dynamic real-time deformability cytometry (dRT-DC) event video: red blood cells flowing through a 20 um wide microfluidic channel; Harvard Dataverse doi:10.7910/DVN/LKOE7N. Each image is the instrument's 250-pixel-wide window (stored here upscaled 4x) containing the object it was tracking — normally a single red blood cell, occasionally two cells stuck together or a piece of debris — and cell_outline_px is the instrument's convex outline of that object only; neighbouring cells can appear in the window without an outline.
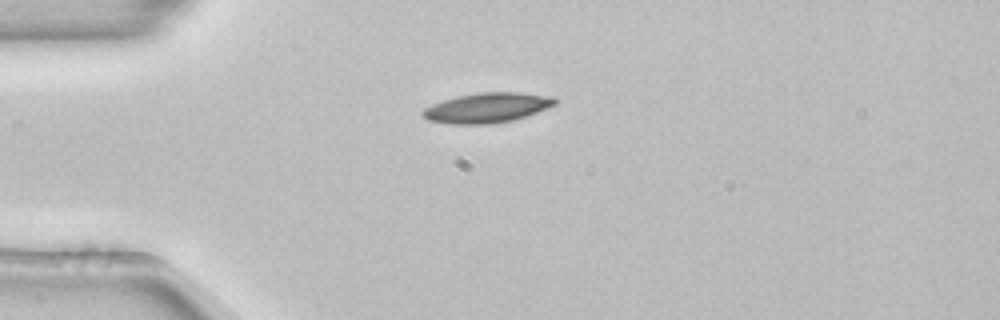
{"species": "common noctule bat (a hibernating species)", "species_latin": "Nyctalus noctula", "temperature_condition": "room temperature", "stored_images_in_passage": 41, "camera_frame_rate_fps": 3000, "um_per_image_px": 0.085, "animal": {"sex": "female", "body_mass_g": 22.7, "forearm_length_mm": 54.2}, "frame": {"image": 1, "passage_image": 1, "time_ms": 0.0, "image_size_px": [1000, 320], "cell_outline_px": [[556, 104], [536, 112], [512, 120], [488, 124], [452, 124], [428, 120], [420, 116], [420, 112], [424, 108], [432, 104], [456, 96], [480, 92], [516, 92], [556, 96]], "centroid_in_image_um": [41.37, 9.15], "position_along_channel_um": 43.6, "area_um2": 23.06}}
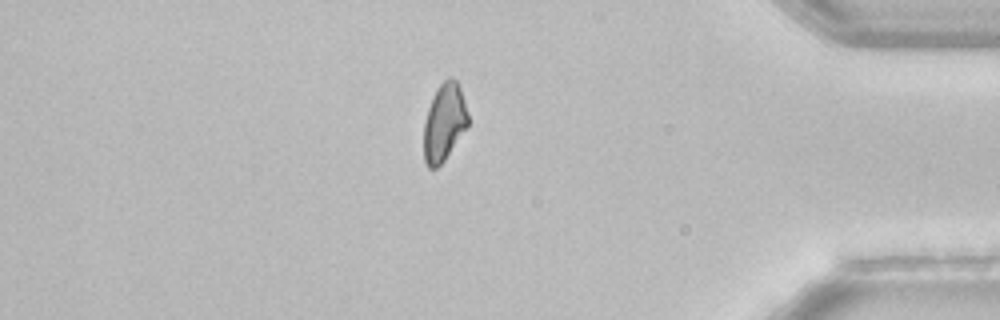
{"frame": {"image": 2, "passage_image": 33, "time_ms": 10.667, "image_size_px": [1000, 320], "cell_outline_px": [[468, 124], [444, 160], [436, 168], [428, 168], [424, 160], [424, 120], [432, 96], [436, 88], [448, 76], [452, 76], [456, 80], [460, 88], [468, 112]], "centroid_in_image_um": [37.74, 10.36], "position_along_channel_um": 397.5, "area_um2": 19.88}}
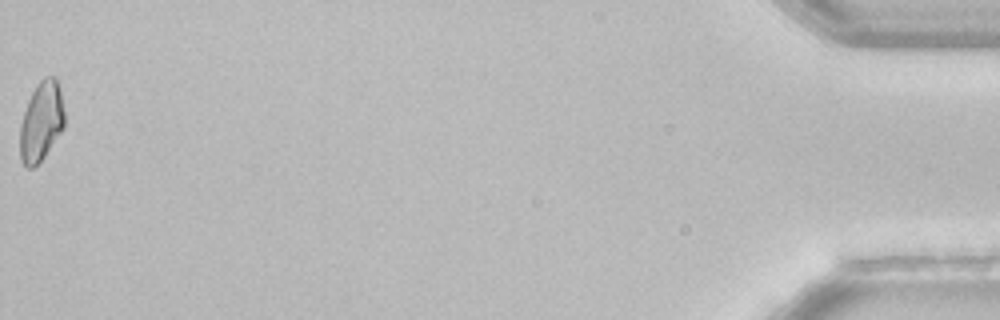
{"frame": {"image": 3, "passage_image": 41, "time_ms": 13.333, "image_size_px": [1000, 320], "cell_outline_px": [[64, 128], [44, 156], [32, 168], [24, 168], [20, 160], [20, 124], [28, 100], [36, 84], [44, 76], [56, 76], [60, 92], [64, 112]], "centroid_in_image_um": [3.49, 10.32], "position_along_channel_um": 431.7, "area_um2": 20.63}, "authors_computed_cell_mechanics": {"area_um2": 22.0796, "velocity_mm_per_s": 3.8558, "shape_relaxation_time_tau1_ms": 3.1424, "shape_relaxation_time_tau2_ms": null, "deformation_change_tau1": 0.1031, "deformation_change_tau2": null}}